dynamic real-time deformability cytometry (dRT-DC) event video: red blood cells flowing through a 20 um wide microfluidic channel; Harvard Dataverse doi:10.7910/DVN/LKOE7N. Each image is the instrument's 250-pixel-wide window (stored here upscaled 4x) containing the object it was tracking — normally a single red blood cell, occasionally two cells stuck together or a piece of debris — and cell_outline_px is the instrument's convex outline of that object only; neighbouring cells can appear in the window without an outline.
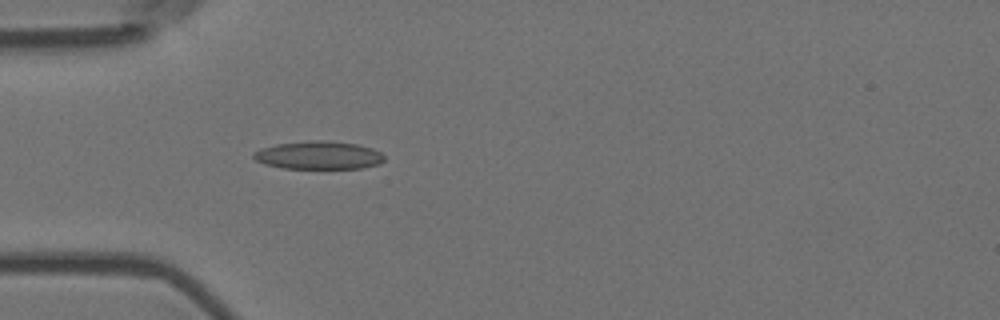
{"species": "Egyptian fruit bat (a non-hibernating species)", "species_latin": "Rousettus aegyptiacus", "temperature_condition": "room temperature", "stored_images_in_passage": 4, "camera_frame_rate_fps": 3000, "um_per_image_px": 0.085, "animal": {"sex": "female"}, "frame": {"image": 1, "passage_image": 4, "time_ms": 1.0, "image_size_px": [1000, 320], "cell_outline_px": [[384, 160], [380, 164], [364, 168], [284, 168], [264, 164], [256, 160], [252, 156], [252, 152], [260, 148], [276, 144], [308, 140], [328, 140], [356, 144], [372, 148], [380, 152], [384, 156]], "centroid_in_image_um": [27.07, 13.19], "position_along_channel_um": 57.9, "area_um2": 21.56}}